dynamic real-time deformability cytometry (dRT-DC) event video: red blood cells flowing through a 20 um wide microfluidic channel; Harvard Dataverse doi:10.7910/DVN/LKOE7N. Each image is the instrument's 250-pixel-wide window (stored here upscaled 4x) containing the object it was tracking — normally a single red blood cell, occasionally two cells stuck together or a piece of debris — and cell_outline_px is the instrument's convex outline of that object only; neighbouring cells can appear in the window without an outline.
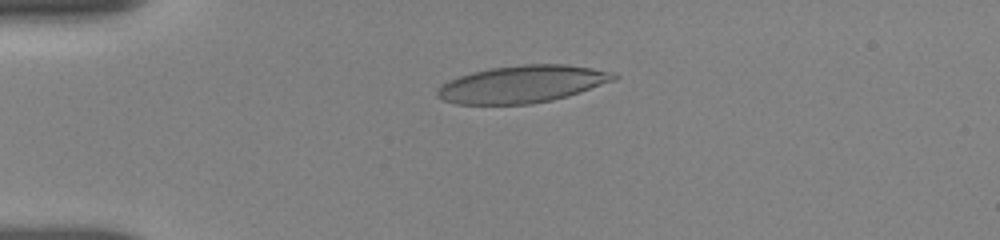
{"species": "human", "species_latin": "Homo sapiens", "temperature_condition": "room temperature", "stored_images_in_passage": 7, "camera_frame_rate_fps": 3000, "um_per_image_px": 0.085, "donor": {"sex": "female"}, "frame": {"image": 1, "passage_image": 1, "time_ms": 0.0, "image_size_px": [1000, 240], "cell_outline_px": [[620, 76], [616, 80], [568, 96], [552, 100], [532, 104], [456, 104], [444, 100], [436, 96], [436, 92], [440, 84], [448, 80], [472, 72], [488, 68], [524, 64], [568, 64], [616, 72]], "centroid_in_image_um": [44.42, 7.14], "position_along_channel_um": 40.6, "area_um2": 38.67}}
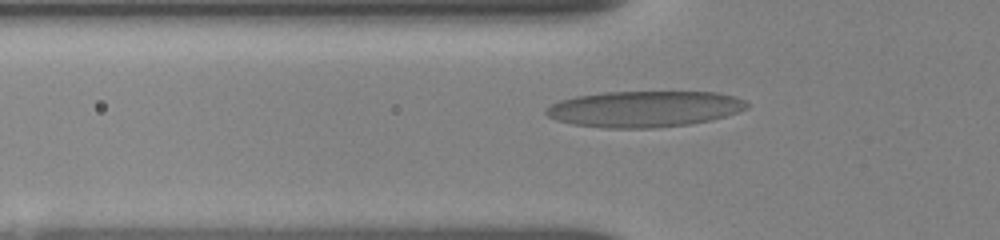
{"frame": {"image": 2, "passage_image": 5, "time_ms": 1.667, "image_size_px": [1000, 240], "cell_outline_px": [[748, 108], [712, 120], [692, 124], [652, 128], [604, 128], [572, 124], [556, 120], [548, 116], [544, 112], [544, 108], [560, 100], [576, 96], [604, 92], [716, 92], [736, 96], [744, 100], [748, 104]], "centroid_in_image_um": [54.76, 9.26], "position_along_channel_um": 71.0, "area_um2": 42.43}}